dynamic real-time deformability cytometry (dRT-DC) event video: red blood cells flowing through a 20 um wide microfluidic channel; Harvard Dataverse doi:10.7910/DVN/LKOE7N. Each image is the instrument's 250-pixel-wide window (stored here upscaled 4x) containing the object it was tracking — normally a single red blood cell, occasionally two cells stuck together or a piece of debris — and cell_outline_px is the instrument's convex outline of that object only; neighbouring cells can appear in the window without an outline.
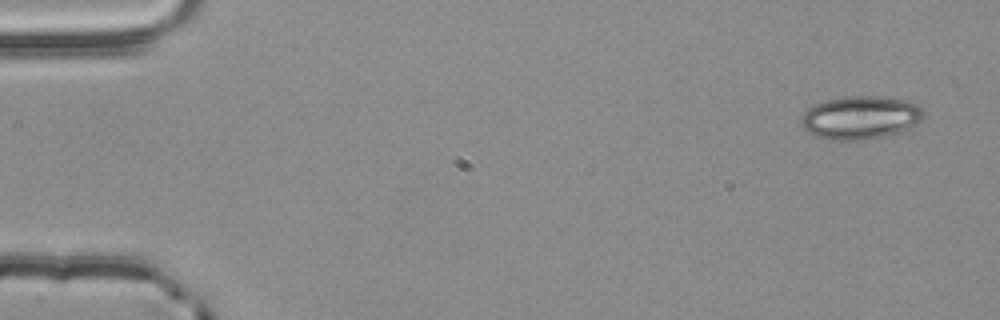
{"species": "common noctule bat (a hibernating species)", "species_latin": "Nyctalus noctula", "temperature_condition": "room temperature", "stored_images_in_passage": 4, "camera_frame_rate_fps": 3000, "um_per_image_px": 0.085, "animal": {"sex": "male", "body_mass_g": 20.4}, "frame": {"image": 1, "passage_image": 1, "time_ms": 0.0, "image_size_px": [1000, 320], "cell_outline_px": [[924, 116], [916, 124], [900, 132], [884, 136], [860, 140], [828, 140], [816, 136], [808, 132], [800, 124], [800, 116], [808, 108], [816, 104], [828, 100], [844, 96], [880, 96], [908, 100], [920, 104], [924, 108]], "centroid_in_image_um": [73.15, 9.98], "position_along_channel_um": 11.8, "area_um2": 31.15}}